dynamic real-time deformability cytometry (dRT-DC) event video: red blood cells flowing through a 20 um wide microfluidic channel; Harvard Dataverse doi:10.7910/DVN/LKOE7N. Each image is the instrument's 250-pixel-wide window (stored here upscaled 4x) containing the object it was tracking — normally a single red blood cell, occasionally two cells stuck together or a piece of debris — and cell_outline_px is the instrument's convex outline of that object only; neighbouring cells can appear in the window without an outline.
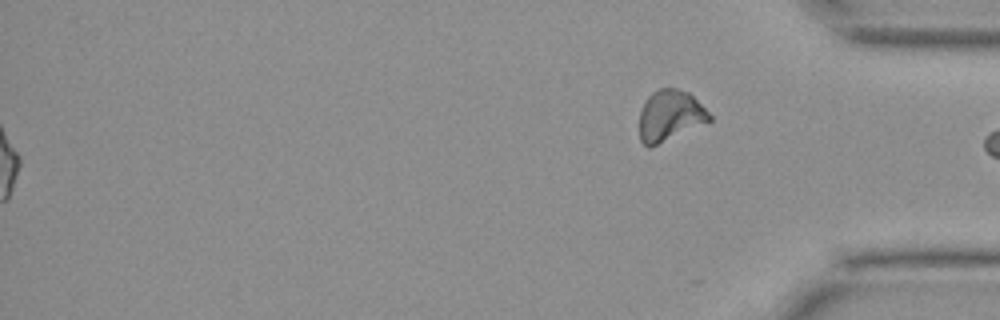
{"species": "Egyptian fruit bat (a non-hibernating species)", "species_latin": "Rousettus aegyptiacus", "temperature_condition": "cold", "stored_images_in_passage": 42, "segment_of_instrument_passage": [2, 2], "camera_frame_rate_fps": 3000, "um_per_image_px": 0.085, "animal": {"sex": "female"}, "frame": {"image": 1, "passage_image": 42, "time_ms": 13.667, "image_size_px": [1000, 320], "cell_outline_px": [[712, 120], [648, 148], [640, 140], [640, 108], [648, 96], [652, 92], [660, 88], [680, 88], [688, 92], [712, 116]], "centroid_in_image_um": [56.92, 9.81], "position_along_channel_um": 378.3, "area_um2": 20.52}}